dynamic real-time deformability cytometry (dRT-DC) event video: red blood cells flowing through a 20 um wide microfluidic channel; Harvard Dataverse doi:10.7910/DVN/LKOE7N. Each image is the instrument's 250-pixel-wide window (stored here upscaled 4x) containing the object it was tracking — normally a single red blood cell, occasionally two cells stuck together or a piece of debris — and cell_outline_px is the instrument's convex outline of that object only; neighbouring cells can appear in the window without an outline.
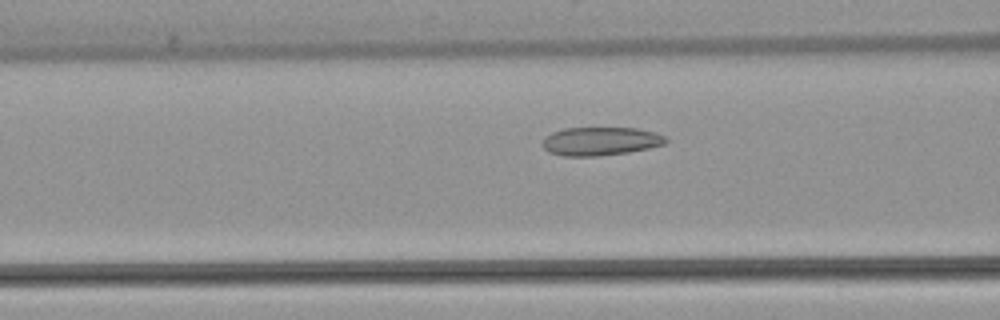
{"species": "common noctule bat (a hibernating species)", "species_latin": "Nyctalus noctula", "temperature_condition": "warm", "stored_images_in_passage": 35, "camera_frame_rate_fps": 3000, "um_per_image_px": 0.085, "animal": {"sex": "female", "body_mass_g": 22.7, "forearm_length_mm": 54.2}, "frame": {"image": 1, "passage_image": 14, "time_ms": 4.333, "image_size_px": [1000, 320], "cell_outline_px": [[668, 140], [664, 144], [648, 148], [628, 152], [600, 156], [564, 156], [548, 152], [540, 144], [544, 136], [552, 132], [564, 128], [636, 128], [656, 132], [664, 136]], "centroid_in_image_um": [50.99, 12.0], "position_along_channel_um": 115.6, "area_um2": 20.58}}
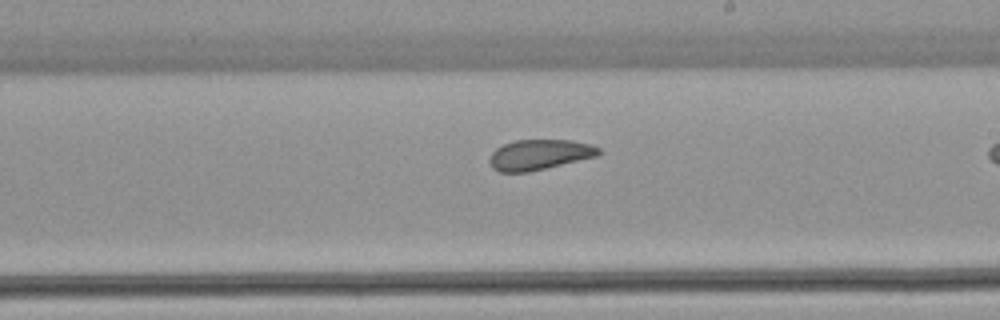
{"frame": {"image": 2, "passage_image": 24, "time_ms": 7.667, "image_size_px": [1000, 320], "cell_outline_px": [[604, 152], [596, 156], [528, 172], [500, 172], [492, 168], [488, 160], [492, 152], [496, 148], [504, 144], [516, 140], [572, 140], [592, 144], [600, 148]], "centroid_in_image_um": [45.85, 13.14], "position_along_channel_um": 243.1, "area_um2": 19.31}}
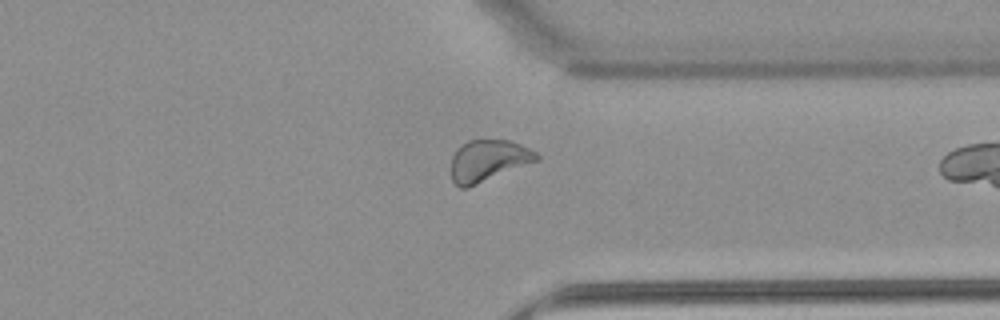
{"frame": {"image": 3, "passage_image": 34, "time_ms": 11.0, "image_size_px": [1000, 320], "cell_outline_px": [[540, 160], [468, 188], [460, 188], [452, 180], [452, 156], [456, 148], [468, 140], [508, 140], [520, 144], [536, 152], [540, 156]], "centroid_in_image_um": [41.51, 13.66], "position_along_channel_um": 369.9, "area_um2": 20.81}}